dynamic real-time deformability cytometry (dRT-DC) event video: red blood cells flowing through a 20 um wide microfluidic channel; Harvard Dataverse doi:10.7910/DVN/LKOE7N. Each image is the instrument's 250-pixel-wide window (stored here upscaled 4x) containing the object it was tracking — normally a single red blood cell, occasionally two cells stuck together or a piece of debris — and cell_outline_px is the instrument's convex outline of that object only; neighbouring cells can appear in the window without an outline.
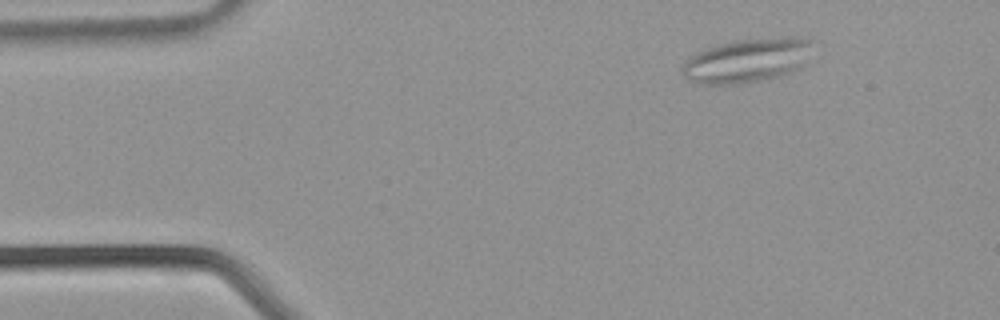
{"species": "common noctule bat (a hibernating species)", "species_latin": "Nyctalus noctula", "temperature_condition": "warm", "stored_images_in_passage": 34, "segment_of_instrument_passage": [1, 2], "camera_frame_rate_fps": 3000, "um_per_image_px": 0.085, "animal": {"sex": "male", "body_mass_g": 21.5, "forearm_length_mm": 52.0}, "frame": {"image": 1, "passage_image": 1, "time_ms": 0.0, "image_size_px": [1000, 320], "cell_outline_px": [[808, 44], [800, 68], [776, 76], [760, 80], [736, 84], [700, 84], [684, 76], [680, 72], [684, 64], [692, 56], [704, 48], [716, 44], [736, 40], [788, 36], [804, 36], [808, 40]], "centroid_in_image_um": [63.41, 5.12], "position_along_channel_um": 21.6, "area_um2": 32.66}}